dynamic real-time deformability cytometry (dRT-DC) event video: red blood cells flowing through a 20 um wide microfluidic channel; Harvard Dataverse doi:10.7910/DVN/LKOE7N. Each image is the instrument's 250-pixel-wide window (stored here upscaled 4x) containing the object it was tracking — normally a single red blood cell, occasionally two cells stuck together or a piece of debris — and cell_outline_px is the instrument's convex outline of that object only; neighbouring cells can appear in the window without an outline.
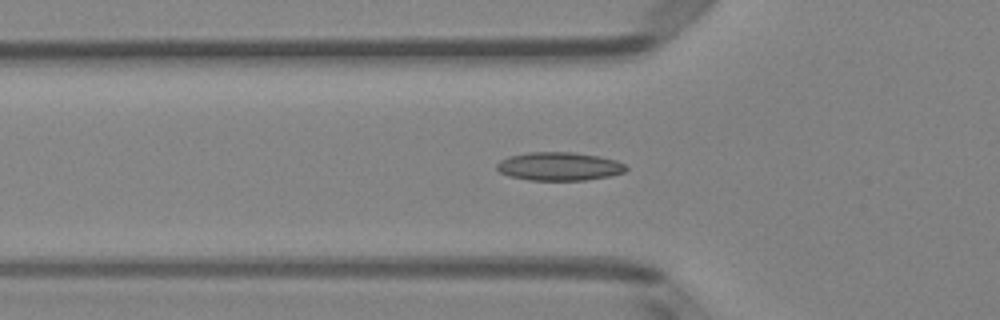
{"species": "Egyptian fruit bat (a non-hibernating species)", "species_latin": "Rousettus aegyptiacus", "temperature_condition": "room temperature", "stored_images_in_passage": 51, "camera_frame_rate_fps": 3000, "um_per_image_px": 0.085, "animal": {"sex": "female"}, "frame": {"image": 1, "passage_image": 17, "time_ms": 5.333, "image_size_px": [1000, 320], "cell_outline_px": [[628, 168], [624, 172], [612, 176], [584, 180], [528, 180], [508, 176], [500, 172], [496, 168], [496, 164], [500, 160], [508, 156], [528, 152], [572, 152], [600, 156], [616, 160], [624, 164]], "centroid_in_image_um": [47.52, 14.14], "position_along_channel_um": 78.3, "area_um2": 21.56}}
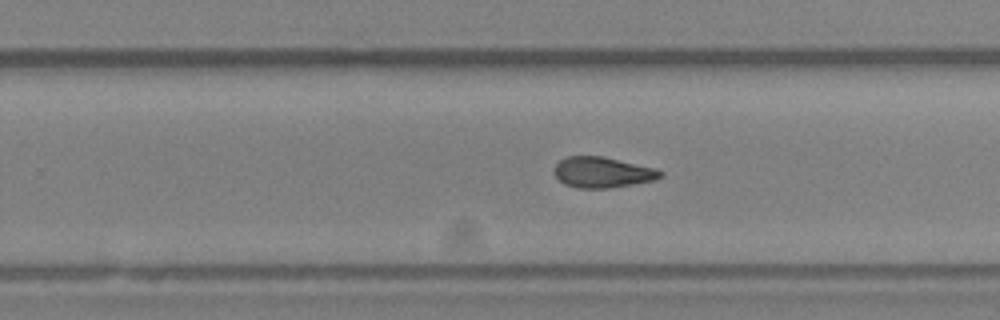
{"frame": {"image": 2, "passage_image": 32, "time_ms": 10.333, "image_size_px": [1000, 320], "cell_outline_px": [[664, 176], [656, 180], [608, 188], [576, 188], [564, 184], [552, 172], [552, 168], [560, 160], [568, 156], [604, 156], [656, 168], [664, 172]], "centroid_in_image_um": [51.22, 14.64], "position_along_channel_um": 278.6, "area_um2": 19.25}}
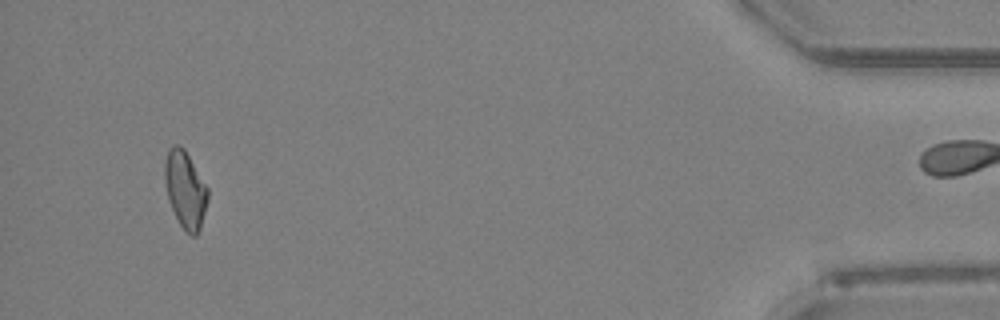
{"frame": {"image": 3, "passage_image": 48, "time_ms": 15.667, "image_size_px": [1000, 320], "cell_outline_px": [[208, 200], [200, 228], [196, 236], [192, 236], [180, 224], [168, 200], [164, 180], [164, 164], [168, 148], [172, 144], [180, 144], [184, 148], [208, 188]], "centroid_in_image_um": [15.73, 16.06], "position_along_channel_um": 419.5, "area_um2": 19.31}, "authors_computed_cell_mechanics": {"area_um2": 19.363, "velocity_mm_per_s": 4.021, "shape_relaxation_time_tau1_ms": null, "shape_relaxation_time_tau2_ms": 4.6785, "deformation_change_tau1": null, "deformation_change_tau2": 0.111}}